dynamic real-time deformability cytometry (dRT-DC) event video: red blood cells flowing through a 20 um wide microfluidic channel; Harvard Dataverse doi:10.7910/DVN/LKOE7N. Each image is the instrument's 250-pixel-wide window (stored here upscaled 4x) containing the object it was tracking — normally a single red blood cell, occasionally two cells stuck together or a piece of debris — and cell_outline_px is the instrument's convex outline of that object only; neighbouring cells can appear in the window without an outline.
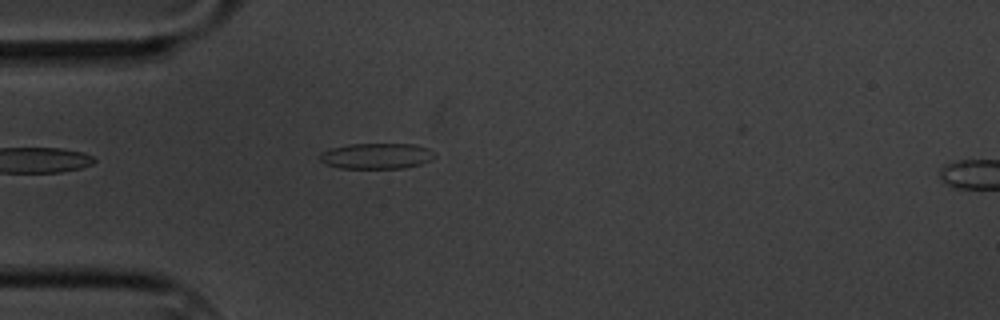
{"species": "common noctule bat (a hibernating species)", "species_latin": "Nyctalus noctula", "temperature_condition": "cold", "stored_images_in_passage": 2, "segment_of_instrument_passage": [1, 2], "camera_frame_rate_fps": 3000, "um_per_image_px": 0.085, "animal": {"sex": "male", "body_mass_g": 20.1, "forearm_length_mm": 53.5}, "frame": {"image": 1, "passage_image": 1, "time_ms": 0.0, "image_size_px": [1000, 320], "cell_outline_px": [[436, 156], [432, 160], [420, 164], [404, 168], [340, 168], [324, 164], [320, 160], [320, 152], [332, 148], [348, 144], [416, 144], [428, 148]], "centroid_in_image_um": [32.0, 13.26], "position_along_channel_um": 53.0, "area_um2": 17.28}}